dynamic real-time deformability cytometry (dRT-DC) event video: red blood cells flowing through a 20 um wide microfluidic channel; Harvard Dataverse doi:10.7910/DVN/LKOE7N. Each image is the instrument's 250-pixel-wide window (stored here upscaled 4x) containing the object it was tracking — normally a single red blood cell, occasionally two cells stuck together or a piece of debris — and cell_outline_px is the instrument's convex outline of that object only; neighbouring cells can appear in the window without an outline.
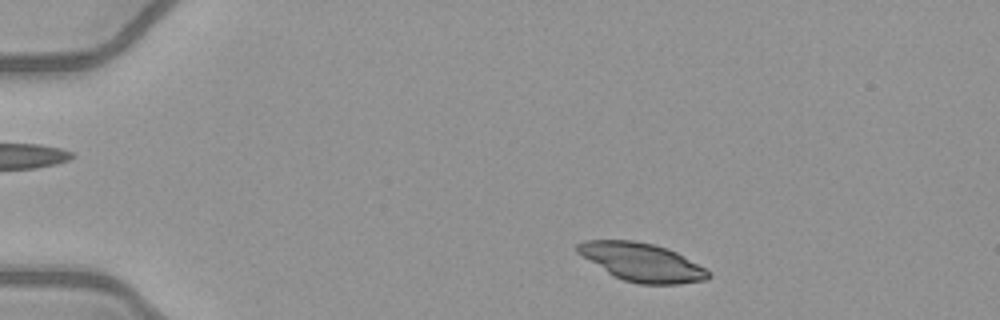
{"species": "common noctule bat (a hibernating species)", "species_latin": "Nyctalus noctula", "temperature_condition": "warm", "stored_images_in_passage": 46, "camera_frame_rate_fps": 3000, "um_per_image_px": 0.085, "animal": {"sex": "female", "body_mass_g": 21.9}, "frame": {"image": 1, "passage_image": 4, "time_ms": 1.0, "image_size_px": [1000, 320], "cell_outline_px": [[712, 276], [704, 280], [680, 284], [640, 284], [624, 280], [608, 272], [576, 252], [576, 244], [584, 240], [632, 240], [652, 244], [668, 248], [676, 252], [704, 268]], "centroid_in_image_um": [54.54, 22.27], "position_along_channel_um": 30.5, "area_um2": 28.73}}
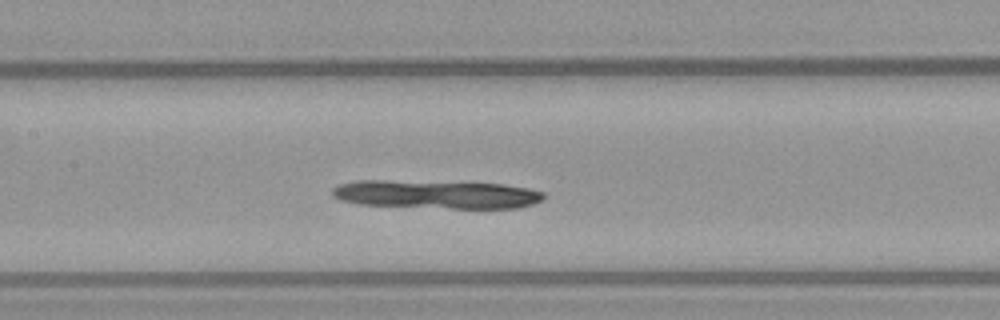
{"frame": {"image": 2, "passage_image": 20, "time_ms": 6.333, "image_size_px": [1000, 320], "cell_outline_px": [[544, 196], [540, 200], [532, 204], [516, 208], [452, 208], [356, 204], [340, 200], [332, 196], [332, 188], [340, 184], [356, 180], [384, 180], [504, 184], [528, 188], [544, 192]], "centroid_in_image_um": [37.04, 16.52], "position_along_channel_um": 170.4, "area_um2": 34.85}}
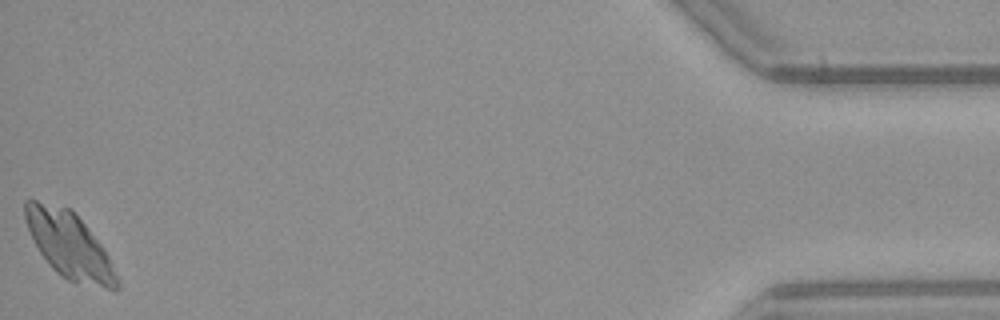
{"frame": {"image": 3, "passage_image": 46, "time_ms": 15.0, "image_size_px": [1000, 320], "cell_outline_px": [[120, 288], [116, 292], [68, 280], [60, 276], [48, 264], [40, 252], [24, 220], [24, 200], [36, 200], [68, 208], [84, 224], [104, 248], [108, 256], [120, 284]], "centroid_in_image_um": [5.9, 20.88], "position_along_channel_um": 429.3, "area_um2": 34.97}}